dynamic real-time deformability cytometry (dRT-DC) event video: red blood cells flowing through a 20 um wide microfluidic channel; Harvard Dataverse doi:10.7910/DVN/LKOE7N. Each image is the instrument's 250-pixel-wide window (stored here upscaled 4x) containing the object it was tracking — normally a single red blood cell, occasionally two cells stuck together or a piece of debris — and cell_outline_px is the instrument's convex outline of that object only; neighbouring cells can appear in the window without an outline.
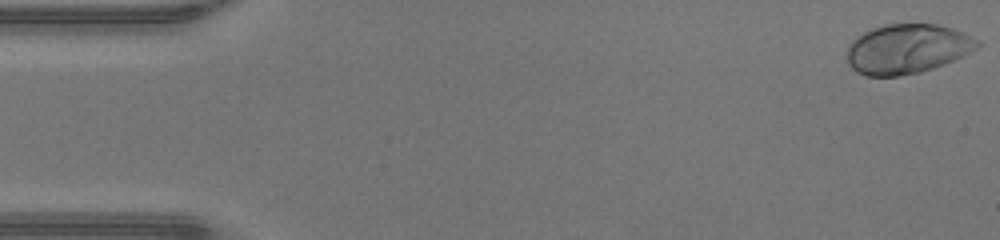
{"species": "human", "species_latin": "Homo sapiens", "temperature_condition": "warm", "stored_images_in_passage": 47, "camera_frame_rate_fps": 3000, "um_per_image_px": 0.085, "donor": {"sex": "male"}, "frame": {"image": 1, "passage_image": 1, "time_ms": 0.0, "image_size_px": [1000, 240], "cell_outline_px": [[980, 44], [976, 48], [944, 64], [920, 72], [896, 76], [864, 76], [856, 72], [848, 64], [848, 44], [856, 36], [872, 28], [884, 24], [936, 24], [952, 28], [980, 40]], "centroid_in_image_um": [77.06, 4.15], "position_along_channel_um": 7.9, "area_um2": 37.51}}
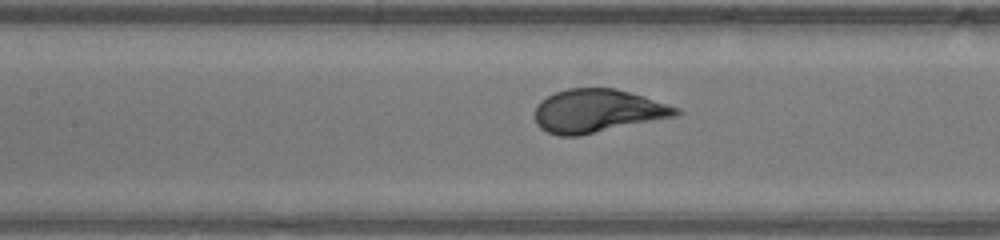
{"frame": {"image": 2, "passage_image": 21, "time_ms": 6.667, "image_size_px": [1000, 240], "cell_outline_px": [[684, 112], [676, 116], [580, 136], [560, 136], [548, 132], [540, 128], [536, 124], [536, 108], [540, 100], [556, 92], [568, 88], [616, 88], [644, 96], [680, 108]], "centroid_in_image_um": [50.81, 9.43], "position_along_channel_um": 156.6, "area_um2": 35.66}}
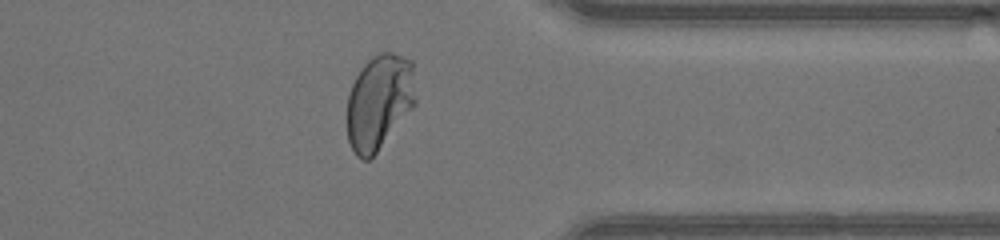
{"frame": {"image": 3, "passage_image": 37, "time_ms": 12.0, "image_size_px": [1000, 240], "cell_outline_px": [[416, 104], [376, 152], [368, 160], [360, 160], [356, 156], [348, 140], [348, 96], [352, 84], [360, 68], [372, 56], [380, 52], [392, 52], [412, 60], [416, 100]], "centroid_in_image_um": [32.24, 8.64], "position_along_channel_um": 379.2, "area_um2": 37.97}, "authors_computed_cell_mechanics": {"area_um2": 36.5874, "velocity_mm_per_s": 4.3705, "shape_relaxation_time_tau1_ms": 2.5971, "shape_relaxation_time_tau2_ms": null, "deformation_change_tau1": 0.1814, "deformation_change_tau2": null}}